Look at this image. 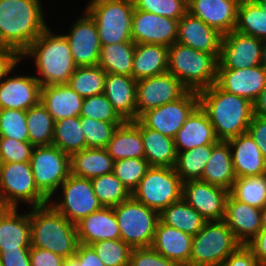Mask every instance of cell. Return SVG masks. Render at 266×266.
<instances>
[{
    "label": "cell",
    "mask_w": 266,
    "mask_h": 266,
    "mask_svg": "<svg viewBox=\"0 0 266 266\" xmlns=\"http://www.w3.org/2000/svg\"><path fill=\"white\" fill-rule=\"evenodd\" d=\"M261 66H263L266 69V39L262 40Z\"/></svg>",
    "instance_id": "e7e4bbea"
},
{
    "label": "cell",
    "mask_w": 266,
    "mask_h": 266,
    "mask_svg": "<svg viewBox=\"0 0 266 266\" xmlns=\"http://www.w3.org/2000/svg\"><path fill=\"white\" fill-rule=\"evenodd\" d=\"M178 20L134 8L131 24L135 44L152 43L167 47L177 40Z\"/></svg>",
    "instance_id": "e0dca14e"
},
{
    "label": "cell",
    "mask_w": 266,
    "mask_h": 266,
    "mask_svg": "<svg viewBox=\"0 0 266 266\" xmlns=\"http://www.w3.org/2000/svg\"><path fill=\"white\" fill-rule=\"evenodd\" d=\"M91 246L105 266H129L132 248L121 238L101 240Z\"/></svg>",
    "instance_id": "bcb514c9"
},
{
    "label": "cell",
    "mask_w": 266,
    "mask_h": 266,
    "mask_svg": "<svg viewBox=\"0 0 266 266\" xmlns=\"http://www.w3.org/2000/svg\"><path fill=\"white\" fill-rule=\"evenodd\" d=\"M198 106V92L188 90L181 98L144 112L138 120L145 127L174 139L177 131Z\"/></svg>",
    "instance_id": "4fadbf2b"
},
{
    "label": "cell",
    "mask_w": 266,
    "mask_h": 266,
    "mask_svg": "<svg viewBox=\"0 0 266 266\" xmlns=\"http://www.w3.org/2000/svg\"><path fill=\"white\" fill-rule=\"evenodd\" d=\"M188 89L170 72L137 81V119L146 111L181 98Z\"/></svg>",
    "instance_id": "5bb4252c"
},
{
    "label": "cell",
    "mask_w": 266,
    "mask_h": 266,
    "mask_svg": "<svg viewBox=\"0 0 266 266\" xmlns=\"http://www.w3.org/2000/svg\"><path fill=\"white\" fill-rule=\"evenodd\" d=\"M253 113L266 118V85L253 103Z\"/></svg>",
    "instance_id": "6125c7cd"
},
{
    "label": "cell",
    "mask_w": 266,
    "mask_h": 266,
    "mask_svg": "<svg viewBox=\"0 0 266 266\" xmlns=\"http://www.w3.org/2000/svg\"><path fill=\"white\" fill-rule=\"evenodd\" d=\"M212 153V145H203L177 153L176 174L185 182L202 178L205 165Z\"/></svg>",
    "instance_id": "60d3db41"
},
{
    "label": "cell",
    "mask_w": 266,
    "mask_h": 266,
    "mask_svg": "<svg viewBox=\"0 0 266 266\" xmlns=\"http://www.w3.org/2000/svg\"><path fill=\"white\" fill-rule=\"evenodd\" d=\"M227 141L236 178L266 174V158L248 133L240 134Z\"/></svg>",
    "instance_id": "cb8c5ba5"
},
{
    "label": "cell",
    "mask_w": 266,
    "mask_h": 266,
    "mask_svg": "<svg viewBox=\"0 0 266 266\" xmlns=\"http://www.w3.org/2000/svg\"><path fill=\"white\" fill-rule=\"evenodd\" d=\"M41 88L34 75H7L0 81V109L27 111L40 102Z\"/></svg>",
    "instance_id": "7402d4cb"
},
{
    "label": "cell",
    "mask_w": 266,
    "mask_h": 266,
    "mask_svg": "<svg viewBox=\"0 0 266 266\" xmlns=\"http://www.w3.org/2000/svg\"><path fill=\"white\" fill-rule=\"evenodd\" d=\"M60 187L61 200L50 199L49 204L74 224L103 207L94 193L91 179L70 174Z\"/></svg>",
    "instance_id": "7c38bea8"
},
{
    "label": "cell",
    "mask_w": 266,
    "mask_h": 266,
    "mask_svg": "<svg viewBox=\"0 0 266 266\" xmlns=\"http://www.w3.org/2000/svg\"><path fill=\"white\" fill-rule=\"evenodd\" d=\"M247 133L252 137L262 155L266 158V118L253 114Z\"/></svg>",
    "instance_id": "6f0895ef"
},
{
    "label": "cell",
    "mask_w": 266,
    "mask_h": 266,
    "mask_svg": "<svg viewBox=\"0 0 266 266\" xmlns=\"http://www.w3.org/2000/svg\"><path fill=\"white\" fill-rule=\"evenodd\" d=\"M235 30L265 40L266 12L254 0H240Z\"/></svg>",
    "instance_id": "ab89813d"
},
{
    "label": "cell",
    "mask_w": 266,
    "mask_h": 266,
    "mask_svg": "<svg viewBox=\"0 0 266 266\" xmlns=\"http://www.w3.org/2000/svg\"><path fill=\"white\" fill-rule=\"evenodd\" d=\"M262 40L233 30L223 35L217 68L241 69L261 65Z\"/></svg>",
    "instance_id": "2e32d148"
},
{
    "label": "cell",
    "mask_w": 266,
    "mask_h": 266,
    "mask_svg": "<svg viewBox=\"0 0 266 266\" xmlns=\"http://www.w3.org/2000/svg\"><path fill=\"white\" fill-rule=\"evenodd\" d=\"M22 59L31 57L39 76L41 86L68 84L76 70L70 45L63 34H54L46 28L21 54Z\"/></svg>",
    "instance_id": "3957f363"
},
{
    "label": "cell",
    "mask_w": 266,
    "mask_h": 266,
    "mask_svg": "<svg viewBox=\"0 0 266 266\" xmlns=\"http://www.w3.org/2000/svg\"><path fill=\"white\" fill-rule=\"evenodd\" d=\"M246 246L252 251L256 260L266 266V229H261Z\"/></svg>",
    "instance_id": "91938a15"
},
{
    "label": "cell",
    "mask_w": 266,
    "mask_h": 266,
    "mask_svg": "<svg viewBox=\"0 0 266 266\" xmlns=\"http://www.w3.org/2000/svg\"><path fill=\"white\" fill-rule=\"evenodd\" d=\"M2 266H31L30 249L0 250Z\"/></svg>",
    "instance_id": "680465c9"
},
{
    "label": "cell",
    "mask_w": 266,
    "mask_h": 266,
    "mask_svg": "<svg viewBox=\"0 0 266 266\" xmlns=\"http://www.w3.org/2000/svg\"><path fill=\"white\" fill-rule=\"evenodd\" d=\"M223 221L236 239L246 245L262 229L261 209L235 200L230 194L226 200Z\"/></svg>",
    "instance_id": "603a6c76"
},
{
    "label": "cell",
    "mask_w": 266,
    "mask_h": 266,
    "mask_svg": "<svg viewBox=\"0 0 266 266\" xmlns=\"http://www.w3.org/2000/svg\"><path fill=\"white\" fill-rule=\"evenodd\" d=\"M41 0H0V45L22 54L48 27Z\"/></svg>",
    "instance_id": "7a4b0ae2"
},
{
    "label": "cell",
    "mask_w": 266,
    "mask_h": 266,
    "mask_svg": "<svg viewBox=\"0 0 266 266\" xmlns=\"http://www.w3.org/2000/svg\"><path fill=\"white\" fill-rule=\"evenodd\" d=\"M80 117H88L111 123L125 122L113 109L111 102L103 93L84 98Z\"/></svg>",
    "instance_id": "681fc988"
},
{
    "label": "cell",
    "mask_w": 266,
    "mask_h": 266,
    "mask_svg": "<svg viewBox=\"0 0 266 266\" xmlns=\"http://www.w3.org/2000/svg\"><path fill=\"white\" fill-rule=\"evenodd\" d=\"M229 194L239 202L262 209L266 205V174L237 177Z\"/></svg>",
    "instance_id": "b9f144b4"
},
{
    "label": "cell",
    "mask_w": 266,
    "mask_h": 266,
    "mask_svg": "<svg viewBox=\"0 0 266 266\" xmlns=\"http://www.w3.org/2000/svg\"><path fill=\"white\" fill-rule=\"evenodd\" d=\"M235 179L229 143L219 140L212 145L211 156L200 180L230 191Z\"/></svg>",
    "instance_id": "1f68e13d"
},
{
    "label": "cell",
    "mask_w": 266,
    "mask_h": 266,
    "mask_svg": "<svg viewBox=\"0 0 266 266\" xmlns=\"http://www.w3.org/2000/svg\"><path fill=\"white\" fill-rule=\"evenodd\" d=\"M221 266H264L256 260L252 251L246 246L241 245L236 251L232 252Z\"/></svg>",
    "instance_id": "9f6ffc18"
},
{
    "label": "cell",
    "mask_w": 266,
    "mask_h": 266,
    "mask_svg": "<svg viewBox=\"0 0 266 266\" xmlns=\"http://www.w3.org/2000/svg\"><path fill=\"white\" fill-rule=\"evenodd\" d=\"M80 122L85 136L86 148H106L115 130L123 124L88 117H80Z\"/></svg>",
    "instance_id": "f6af8a7d"
},
{
    "label": "cell",
    "mask_w": 266,
    "mask_h": 266,
    "mask_svg": "<svg viewBox=\"0 0 266 266\" xmlns=\"http://www.w3.org/2000/svg\"><path fill=\"white\" fill-rule=\"evenodd\" d=\"M149 167L145 158H126L114 162L113 173L132 194Z\"/></svg>",
    "instance_id": "7dc6e473"
},
{
    "label": "cell",
    "mask_w": 266,
    "mask_h": 266,
    "mask_svg": "<svg viewBox=\"0 0 266 266\" xmlns=\"http://www.w3.org/2000/svg\"><path fill=\"white\" fill-rule=\"evenodd\" d=\"M242 244L222 221H207L193 236L190 266H221Z\"/></svg>",
    "instance_id": "52a82bcc"
},
{
    "label": "cell",
    "mask_w": 266,
    "mask_h": 266,
    "mask_svg": "<svg viewBox=\"0 0 266 266\" xmlns=\"http://www.w3.org/2000/svg\"><path fill=\"white\" fill-rule=\"evenodd\" d=\"M216 84L224 91L254 103L266 85V69L259 65L251 68H217Z\"/></svg>",
    "instance_id": "d6986e66"
},
{
    "label": "cell",
    "mask_w": 266,
    "mask_h": 266,
    "mask_svg": "<svg viewBox=\"0 0 266 266\" xmlns=\"http://www.w3.org/2000/svg\"><path fill=\"white\" fill-rule=\"evenodd\" d=\"M40 207L49 200L35 185L30 162L0 164V207L18 208L19 203Z\"/></svg>",
    "instance_id": "ba28073f"
},
{
    "label": "cell",
    "mask_w": 266,
    "mask_h": 266,
    "mask_svg": "<svg viewBox=\"0 0 266 266\" xmlns=\"http://www.w3.org/2000/svg\"><path fill=\"white\" fill-rule=\"evenodd\" d=\"M95 195L104 207H114L131 197L130 191L114 175L107 173L91 179Z\"/></svg>",
    "instance_id": "ee69618b"
},
{
    "label": "cell",
    "mask_w": 266,
    "mask_h": 266,
    "mask_svg": "<svg viewBox=\"0 0 266 266\" xmlns=\"http://www.w3.org/2000/svg\"><path fill=\"white\" fill-rule=\"evenodd\" d=\"M261 225L262 229H266V205L261 209Z\"/></svg>",
    "instance_id": "03108f58"
},
{
    "label": "cell",
    "mask_w": 266,
    "mask_h": 266,
    "mask_svg": "<svg viewBox=\"0 0 266 266\" xmlns=\"http://www.w3.org/2000/svg\"><path fill=\"white\" fill-rule=\"evenodd\" d=\"M131 122L141 132L144 158L149 166L174 167L177 159L174 139L145 127L138 119Z\"/></svg>",
    "instance_id": "4dcf8cb0"
},
{
    "label": "cell",
    "mask_w": 266,
    "mask_h": 266,
    "mask_svg": "<svg viewBox=\"0 0 266 266\" xmlns=\"http://www.w3.org/2000/svg\"><path fill=\"white\" fill-rule=\"evenodd\" d=\"M218 141L213 125L200 106L191 113L174 137L177 153L198 146L213 145Z\"/></svg>",
    "instance_id": "83f0119b"
},
{
    "label": "cell",
    "mask_w": 266,
    "mask_h": 266,
    "mask_svg": "<svg viewBox=\"0 0 266 266\" xmlns=\"http://www.w3.org/2000/svg\"><path fill=\"white\" fill-rule=\"evenodd\" d=\"M106 149L114 161L126 158H144L141 132L131 121H125L118 126Z\"/></svg>",
    "instance_id": "e575fe53"
},
{
    "label": "cell",
    "mask_w": 266,
    "mask_h": 266,
    "mask_svg": "<svg viewBox=\"0 0 266 266\" xmlns=\"http://www.w3.org/2000/svg\"><path fill=\"white\" fill-rule=\"evenodd\" d=\"M30 166L36 187L48 200L71 174L70 155L54 145L34 146Z\"/></svg>",
    "instance_id": "8fae6325"
},
{
    "label": "cell",
    "mask_w": 266,
    "mask_h": 266,
    "mask_svg": "<svg viewBox=\"0 0 266 266\" xmlns=\"http://www.w3.org/2000/svg\"><path fill=\"white\" fill-rule=\"evenodd\" d=\"M18 208L0 207V250L30 249L31 225L29 212Z\"/></svg>",
    "instance_id": "484cf974"
},
{
    "label": "cell",
    "mask_w": 266,
    "mask_h": 266,
    "mask_svg": "<svg viewBox=\"0 0 266 266\" xmlns=\"http://www.w3.org/2000/svg\"><path fill=\"white\" fill-rule=\"evenodd\" d=\"M21 59V54L16 49L0 45V81L11 74Z\"/></svg>",
    "instance_id": "11a10c76"
},
{
    "label": "cell",
    "mask_w": 266,
    "mask_h": 266,
    "mask_svg": "<svg viewBox=\"0 0 266 266\" xmlns=\"http://www.w3.org/2000/svg\"><path fill=\"white\" fill-rule=\"evenodd\" d=\"M114 162L106 148H85L70 156L71 174L92 179L113 172Z\"/></svg>",
    "instance_id": "836d02e7"
},
{
    "label": "cell",
    "mask_w": 266,
    "mask_h": 266,
    "mask_svg": "<svg viewBox=\"0 0 266 266\" xmlns=\"http://www.w3.org/2000/svg\"><path fill=\"white\" fill-rule=\"evenodd\" d=\"M134 8L180 20L187 12V0H133Z\"/></svg>",
    "instance_id": "f907efd6"
},
{
    "label": "cell",
    "mask_w": 266,
    "mask_h": 266,
    "mask_svg": "<svg viewBox=\"0 0 266 266\" xmlns=\"http://www.w3.org/2000/svg\"><path fill=\"white\" fill-rule=\"evenodd\" d=\"M182 186L174 167L150 166L131 196L160 213L182 199Z\"/></svg>",
    "instance_id": "30bf717a"
},
{
    "label": "cell",
    "mask_w": 266,
    "mask_h": 266,
    "mask_svg": "<svg viewBox=\"0 0 266 266\" xmlns=\"http://www.w3.org/2000/svg\"><path fill=\"white\" fill-rule=\"evenodd\" d=\"M63 35L69 42L77 67L98 65L102 46L96 23L86 11L73 22L69 34Z\"/></svg>",
    "instance_id": "ac0fdd59"
},
{
    "label": "cell",
    "mask_w": 266,
    "mask_h": 266,
    "mask_svg": "<svg viewBox=\"0 0 266 266\" xmlns=\"http://www.w3.org/2000/svg\"><path fill=\"white\" fill-rule=\"evenodd\" d=\"M34 146L9 137H0L1 163L30 162Z\"/></svg>",
    "instance_id": "816d5d0a"
},
{
    "label": "cell",
    "mask_w": 266,
    "mask_h": 266,
    "mask_svg": "<svg viewBox=\"0 0 266 266\" xmlns=\"http://www.w3.org/2000/svg\"><path fill=\"white\" fill-rule=\"evenodd\" d=\"M132 77L140 79L167 72L168 47L162 44H136L133 57Z\"/></svg>",
    "instance_id": "d6a6232c"
},
{
    "label": "cell",
    "mask_w": 266,
    "mask_h": 266,
    "mask_svg": "<svg viewBox=\"0 0 266 266\" xmlns=\"http://www.w3.org/2000/svg\"><path fill=\"white\" fill-rule=\"evenodd\" d=\"M129 266H180L178 263L165 258L151 247L132 248Z\"/></svg>",
    "instance_id": "f5cc1de1"
},
{
    "label": "cell",
    "mask_w": 266,
    "mask_h": 266,
    "mask_svg": "<svg viewBox=\"0 0 266 266\" xmlns=\"http://www.w3.org/2000/svg\"><path fill=\"white\" fill-rule=\"evenodd\" d=\"M84 98L68 84L47 85L41 88L40 102L52 115L54 121L78 117L82 111Z\"/></svg>",
    "instance_id": "f546056e"
},
{
    "label": "cell",
    "mask_w": 266,
    "mask_h": 266,
    "mask_svg": "<svg viewBox=\"0 0 266 266\" xmlns=\"http://www.w3.org/2000/svg\"><path fill=\"white\" fill-rule=\"evenodd\" d=\"M29 142L33 146H50L53 143L55 121L39 102L26 111Z\"/></svg>",
    "instance_id": "74e56055"
},
{
    "label": "cell",
    "mask_w": 266,
    "mask_h": 266,
    "mask_svg": "<svg viewBox=\"0 0 266 266\" xmlns=\"http://www.w3.org/2000/svg\"><path fill=\"white\" fill-rule=\"evenodd\" d=\"M106 72L99 66L77 67L69 78L68 85L82 98L104 92Z\"/></svg>",
    "instance_id": "7bdbcfd3"
},
{
    "label": "cell",
    "mask_w": 266,
    "mask_h": 266,
    "mask_svg": "<svg viewBox=\"0 0 266 266\" xmlns=\"http://www.w3.org/2000/svg\"><path fill=\"white\" fill-rule=\"evenodd\" d=\"M85 11L96 23L101 45L132 41L133 0H91Z\"/></svg>",
    "instance_id": "8992f818"
},
{
    "label": "cell",
    "mask_w": 266,
    "mask_h": 266,
    "mask_svg": "<svg viewBox=\"0 0 266 266\" xmlns=\"http://www.w3.org/2000/svg\"><path fill=\"white\" fill-rule=\"evenodd\" d=\"M0 137L29 142L25 110L0 109Z\"/></svg>",
    "instance_id": "c3c4849f"
},
{
    "label": "cell",
    "mask_w": 266,
    "mask_h": 266,
    "mask_svg": "<svg viewBox=\"0 0 266 266\" xmlns=\"http://www.w3.org/2000/svg\"><path fill=\"white\" fill-rule=\"evenodd\" d=\"M240 0H187L188 13L220 34L235 30Z\"/></svg>",
    "instance_id": "ffe728a7"
},
{
    "label": "cell",
    "mask_w": 266,
    "mask_h": 266,
    "mask_svg": "<svg viewBox=\"0 0 266 266\" xmlns=\"http://www.w3.org/2000/svg\"><path fill=\"white\" fill-rule=\"evenodd\" d=\"M199 106L207 114L219 140L227 141L247 133L253 117V103L222 90L216 83L198 92Z\"/></svg>",
    "instance_id": "6da1fadb"
},
{
    "label": "cell",
    "mask_w": 266,
    "mask_h": 266,
    "mask_svg": "<svg viewBox=\"0 0 266 266\" xmlns=\"http://www.w3.org/2000/svg\"><path fill=\"white\" fill-rule=\"evenodd\" d=\"M79 243L91 245L107 239H120V229L113 207H102L76 223Z\"/></svg>",
    "instance_id": "f1b7e54d"
},
{
    "label": "cell",
    "mask_w": 266,
    "mask_h": 266,
    "mask_svg": "<svg viewBox=\"0 0 266 266\" xmlns=\"http://www.w3.org/2000/svg\"><path fill=\"white\" fill-rule=\"evenodd\" d=\"M137 81L132 76L106 73L103 94L124 121L137 120Z\"/></svg>",
    "instance_id": "d4e9b609"
},
{
    "label": "cell",
    "mask_w": 266,
    "mask_h": 266,
    "mask_svg": "<svg viewBox=\"0 0 266 266\" xmlns=\"http://www.w3.org/2000/svg\"><path fill=\"white\" fill-rule=\"evenodd\" d=\"M218 59L206 52L175 42L168 47L167 72L188 90L199 92L217 81Z\"/></svg>",
    "instance_id": "5b68a950"
},
{
    "label": "cell",
    "mask_w": 266,
    "mask_h": 266,
    "mask_svg": "<svg viewBox=\"0 0 266 266\" xmlns=\"http://www.w3.org/2000/svg\"><path fill=\"white\" fill-rule=\"evenodd\" d=\"M64 257L50 250L30 247L31 266H62Z\"/></svg>",
    "instance_id": "db71d44e"
},
{
    "label": "cell",
    "mask_w": 266,
    "mask_h": 266,
    "mask_svg": "<svg viewBox=\"0 0 266 266\" xmlns=\"http://www.w3.org/2000/svg\"><path fill=\"white\" fill-rule=\"evenodd\" d=\"M192 235L162 223L157 224L151 248L180 266H190Z\"/></svg>",
    "instance_id": "4316f807"
},
{
    "label": "cell",
    "mask_w": 266,
    "mask_h": 266,
    "mask_svg": "<svg viewBox=\"0 0 266 266\" xmlns=\"http://www.w3.org/2000/svg\"><path fill=\"white\" fill-rule=\"evenodd\" d=\"M76 255L79 258L80 266H105L91 245L79 243Z\"/></svg>",
    "instance_id": "94428289"
},
{
    "label": "cell",
    "mask_w": 266,
    "mask_h": 266,
    "mask_svg": "<svg viewBox=\"0 0 266 266\" xmlns=\"http://www.w3.org/2000/svg\"><path fill=\"white\" fill-rule=\"evenodd\" d=\"M29 208L31 246L50 250L64 258L75 255L79 245L76 224L50 204Z\"/></svg>",
    "instance_id": "277c9868"
},
{
    "label": "cell",
    "mask_w": 266,
    "mask_h": 266,
    "mask_svg": "<svg viewBox=\"0 0 266 266\" xmlns=\"http://www.w3.org/2000/svg\"><path fill=\"white\" fill-rule=\"evenodd\" d=\"M159 220L189 235H196L207 222L193 207L183 199L172 203L159 213Z\"/></svg>",
    "instance_id": "d590c367"
},
{
    "label": "cell",
    "mask_w": 266,
    "mask_h": 266,
    "mask_svg": "<svg viewBox=\"0 0 266 266\" xmlns=\"http://www.w3.org/2000/svg\"><path fill=\"white\" fill-rule=\"evenodd\" d=\"M229 191L198 180L183 182L182 199L207 221H222Z\"/></svg>",
    "instance_id": "9a60e30c"
},
{
    "label": "cell",
    "mask_w": 266,
    "mask_h": 266,
    "mask_svg": "<svg viewBox=\"0 0 266 266\" xmlns=\"http://www.w3.org/2000/svg\"><path fill=\"white\" fill-rule=\"evenodd\" d=\"M113 208L120 238L131 248L150 247L159 222V212L148 208L132 196Z\"/></svg>",
    "instance_id": "9c48e42d"
},
{
    "label": "cell",
    "mask_w": 266,
    "mask_h": 266,
    "mask_svg": "<svg viewBox=\"0 0 266 266\" xmlns=\"http://www.w3.org/2000/svg\"><path fill=\"white\" fill-rule=\"evenodd\" d=\"M223 35L188 12L178 21L176 42L197 51L213 54L218 60Z\"/></svg>",
    "instance_id": "44dd1931"
},
{
    "label": "cell",
    "mask_w": 266,
    "mask_h": 266,
    "mask_svg": "<svg viewBox=\"0 0 266 266\" xmlns=\"http://www.w3.org/2000/svg\"><path fill=\"white\" fill-rule=\"evenodd\" d=\"M52 145L70 156L86 148L80 116L64 118L55 122Z\"/></svg>",
    "instance_id": "f35d334b"
},
{
    "label": "cell",
    "mask_w": 266,
    "mask_h": 266,
    "mask_svg": "<svg viewBox=\"0 0 266 266\" xmlns=\"http://www.w3.org/2000/svg\"><path fill=\"white\" fill-rule=\"evenodd\" d=\"M62 266H80L78 256L75 254L70 257H65Z\"/></svg>",
    "instance_id": "be15d7a7"
},
{
    "label": "cell",
    "mask_w": 266,
    "mask_h": 266,
    "mask_svg": "<svg viewBox=\"0 0 266 266\" xmlns=\"http://www.w3.org/2000/svg\"><path fill=\"white\" fill-rule=\"evenodd\" d=\"M266 12V0H254Z\"/></svg>",
    "instance_id": "003e7915"
},
{
    "label": "cell",
    "mask_w": 266,
    "mask_h": 266,
    "mask_svg": "<svg viewBox=\"0 0 266 266\" xmlns=\"http://www.w3.org/2000/svg\"><path fill=\"white\" fill-rule=\"evenodd\" d=\"M135 45L133 41L101 45L98 65L106 73L132 76Z\"/></svg>",
    "instance_id": "8d00e7d4"
}]
</instances>
